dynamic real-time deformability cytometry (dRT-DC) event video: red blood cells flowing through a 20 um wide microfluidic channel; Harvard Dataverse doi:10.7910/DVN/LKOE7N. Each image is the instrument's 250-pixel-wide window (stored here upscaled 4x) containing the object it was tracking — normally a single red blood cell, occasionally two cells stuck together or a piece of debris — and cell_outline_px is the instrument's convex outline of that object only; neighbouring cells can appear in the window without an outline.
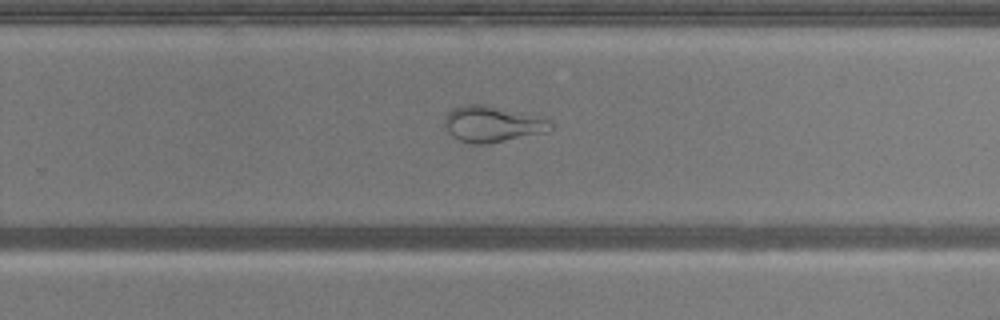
{"species": "common noctule bat (a hibernating species)", "species_latin": "Nyctalus noctula", "temperature_condition": "warm", "stored_images_in_passage": 51, "camera_frame_rate_fps": 3000, "um_per_image_px": 0.085, "animal": {"sex": "male", "body_mass_g": 20.5, "forearm_length_mm": 52.5}, "frame": {"image": 1, "passage_image": 32, "time_ms": 10.333, "image_size_px": [1000, 320], "cell_outline_px": [[552, 128], [548, 132], [488, 144], [472, 144], [460, 140], [452, 136], [448, 132], [444, 124], [444, 116], [452, 108], [464, 104], [484, 104], [544, 116], [552, 124]], "centroid_in_image_um": [41.87, 10.53], "position_along_channel_um": 287.9, "area_um2": 22.77}}
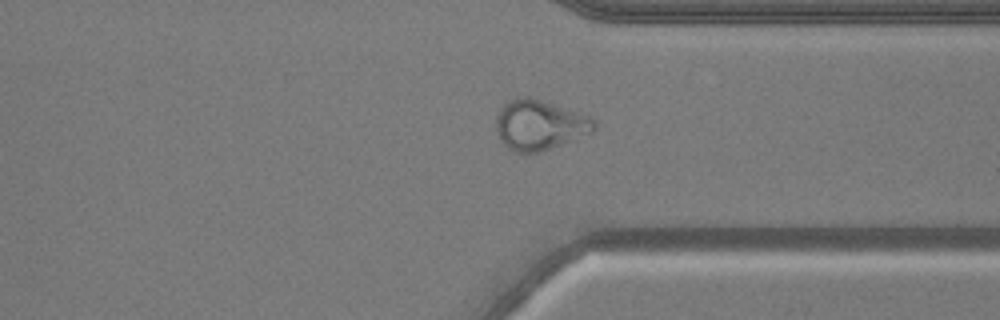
{"frame": {"image": 2, "passage_image": 38, "time_ms": 12.333, "image_size_px": [1000, 320], "cell_outline_px": [[596, 128], [592, 132], [572, 140], [540, 152], [512, 152], [500, 140], [496, 128], [496, 116], [500, 108], [508, 100], [516, 96], [528, 96], [592, 116], [596, 120]], "centroid_in_image_um": [45.85, 10.6], "position_along_channel_um": 365.5, "area_um2": 28.78}}
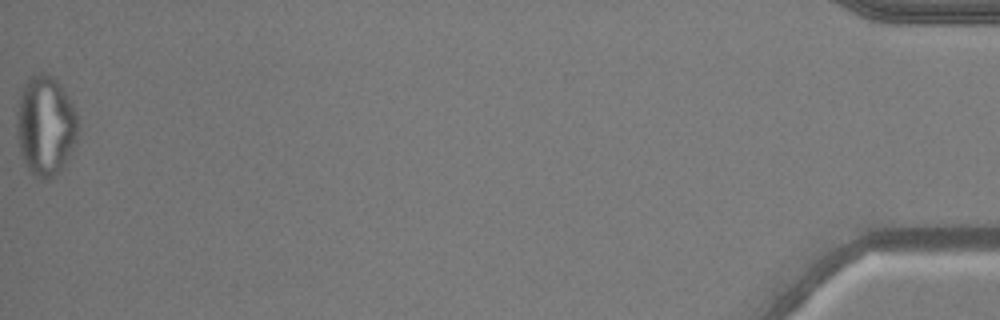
{"frame": {"image": 3, "passage_image": 51, "time_ms": 16.667, "image_size_px": [1000, 320], "cell_outline_px": [[80, 124], [76, 140], [60, 172], [48, 180], [36, 176], [28, 168], [20, 152], [16, 124], [16, 112], [20, 92], [28, 76], [44, 72], [52, 76], [60, 84], [68, 96], [76, 112]], "centroid_in_image_um": [3.87, 10.64], "position_along_channel_um": 431.3, "area_um2": 35.84}}